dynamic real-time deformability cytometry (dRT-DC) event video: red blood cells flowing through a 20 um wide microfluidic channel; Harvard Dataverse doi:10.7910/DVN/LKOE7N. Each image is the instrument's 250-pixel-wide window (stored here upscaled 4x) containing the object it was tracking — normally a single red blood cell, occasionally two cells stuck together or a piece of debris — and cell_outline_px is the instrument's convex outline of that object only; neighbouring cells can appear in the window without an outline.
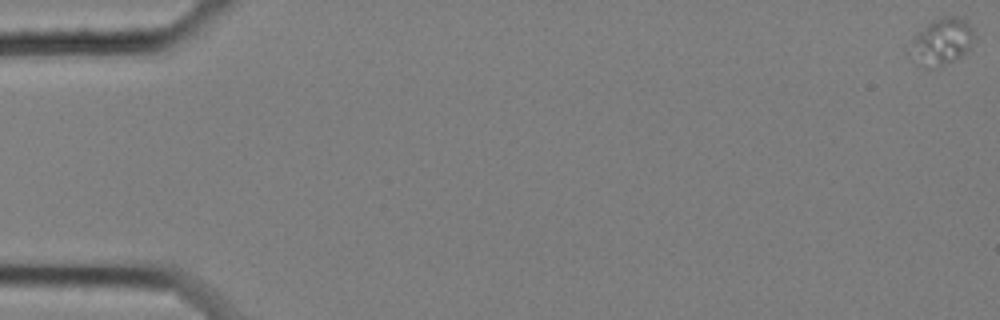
{"species": "common noctule bat (a hibernating species)", "species_latin": "Nyctalus noctula", "temperature_condition": "cold", "stored_images_in_passage": 2, "camera_frame_rate_fps": 3000, "um_per_image_px": 0.085, "animal": {"sex": "female", "body_mass_g": 25.1}, "frame": {"image": 1, "passage_image": 2, "time_ms": 0.333, "image_size_px": [1000, 320], "cell_outline_px": [[972, 36], [968, 48], [960, 56], [944, 64], [928, 68], [924, 68], [916, 64], [908, 56], [908, 52], [912, 36], [932, 20], [944, 16], [960, 16], [972, 28]], "centroid_in_image_um": [79.92, 3.54], "position_along_channel_um": 5.1, "area_um2": 17.4}}